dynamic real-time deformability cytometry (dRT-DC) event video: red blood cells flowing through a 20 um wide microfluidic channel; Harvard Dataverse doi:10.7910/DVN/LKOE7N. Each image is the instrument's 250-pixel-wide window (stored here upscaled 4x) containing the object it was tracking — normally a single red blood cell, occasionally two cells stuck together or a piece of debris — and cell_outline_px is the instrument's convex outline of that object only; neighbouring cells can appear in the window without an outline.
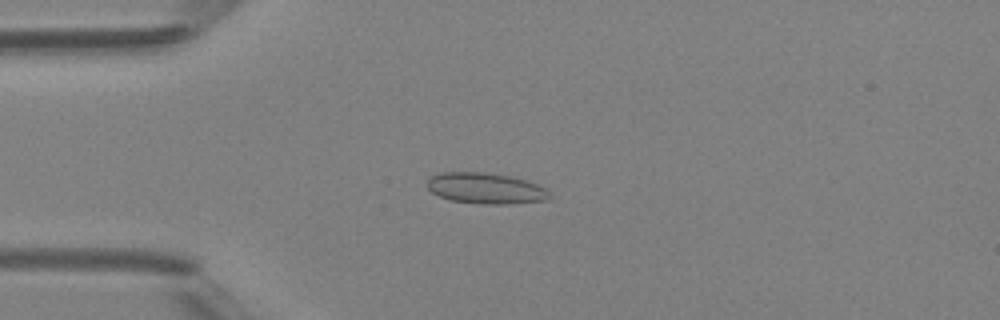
{"species": "Egyptian fruit bat (a non-hibernating species)", "species_latin": "Rousettus aegyptiacus", "temperature_condition": "room temperature", "stored_images_in_passage": 6, "camera_frame_rate_fps": 3000, "um_per_image_px": 0.085, "animal": {"sex": "female"}, "frame": {"image": 1, "passage_image": 4, "time_ms": 3.667, "image_size_px": [1000, 320], "cell_outline_px": [[552, 196], [548, 200], [508, 204], [480, 204], [452, 200], [440, 196], [432, 192], [428, 188], [428, 180], [432, 176], [444, 172], [484, 172], [508, 176], [528, 180], [548, 188]], "centroid_in_image_um": [41.36, 16.01], "position_along_channel_um": 43.6, "area_um2": 22.14}}
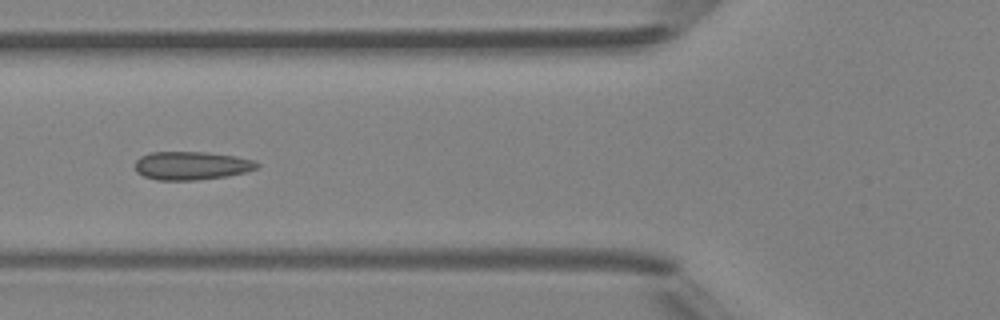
{"frame": {"image": 2, "passage_image": 6, "time_ms": 5.667, "image_size_px": [1000, 320], "cell_outline_px": [[260, 164], [256, 168], [244, 172], [224, 176], [196, 180], [156, 180], [144, 176], [136, 172], [136, 160], [140, 156], [152, 152], [204, 152], [236, 156], [252, 160]], "centroid_in_image_um": [16.24, 14.07], "position_along_channel_um": 109.6, "area_um2": 19.94}}